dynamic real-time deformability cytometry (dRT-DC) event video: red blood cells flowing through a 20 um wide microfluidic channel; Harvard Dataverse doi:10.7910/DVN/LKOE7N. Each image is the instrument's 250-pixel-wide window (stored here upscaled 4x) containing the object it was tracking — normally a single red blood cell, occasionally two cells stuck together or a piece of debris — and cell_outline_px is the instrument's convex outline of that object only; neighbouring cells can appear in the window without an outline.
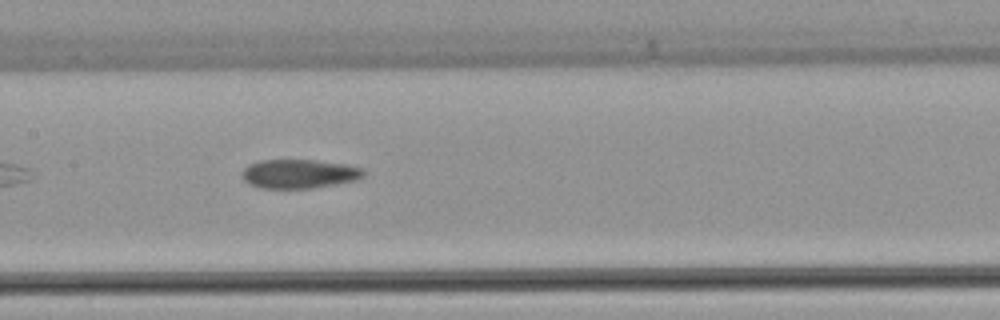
{"species": "common noctule bat (a hibernating species)", "species_latin": "Nyctalus noctula", "temperature_condition": "warm", "stored_images_in_passage": 28, "camera_frame_rate_fps": 3000, "um_per_image_px": 0.085, "animal": {"sex": "female", "body_mass_g": 22.7, "forearm_length_mm": 54.2}, "frame": {"image": 1, "passage_image": 9, "time_ms": 2.667, "image_size_px": [1000, 320], "cell_outline_px": [[364, 176], [356, 180], [336, 184], [312, 188], [260, 188], [244, 180], [240, 176], [244, 168], [248, 164], [260, 160], [316, 160], [348, 164], [364, 168]], "centroid_in_image_um": [25.44, 14.76], "position_along_channel_um": 182.0, "area_um2": 20.69}}
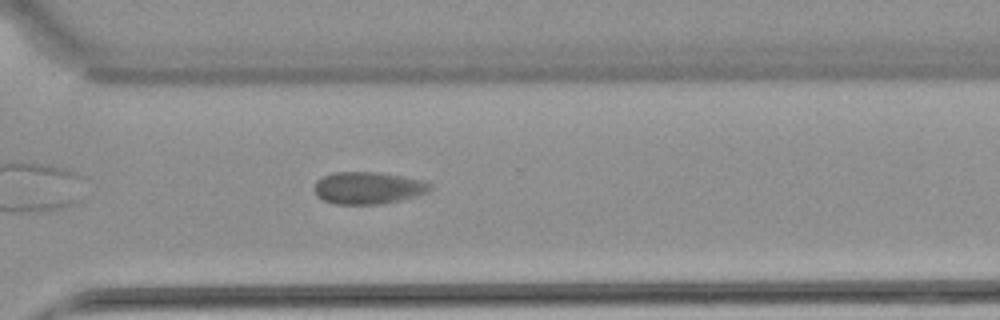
{"frame": {"image": 2, "passage_image": 20, "time_ms": 6.333, "image_size_px": [1000, 320], "cell_outline_px": [[432, 188], [428, 192], [416, 196], [400, 200], [380, 204], [332, 204], [316, 196], [312, 188], [316, 180], [332, 172], [380, 172], [404, 176], [424, 180], [432, 184]], "centroid_in_image_um": [31.27, 15.97], "position_along_channel_um": 339.3, "area_um2": 22.08}}